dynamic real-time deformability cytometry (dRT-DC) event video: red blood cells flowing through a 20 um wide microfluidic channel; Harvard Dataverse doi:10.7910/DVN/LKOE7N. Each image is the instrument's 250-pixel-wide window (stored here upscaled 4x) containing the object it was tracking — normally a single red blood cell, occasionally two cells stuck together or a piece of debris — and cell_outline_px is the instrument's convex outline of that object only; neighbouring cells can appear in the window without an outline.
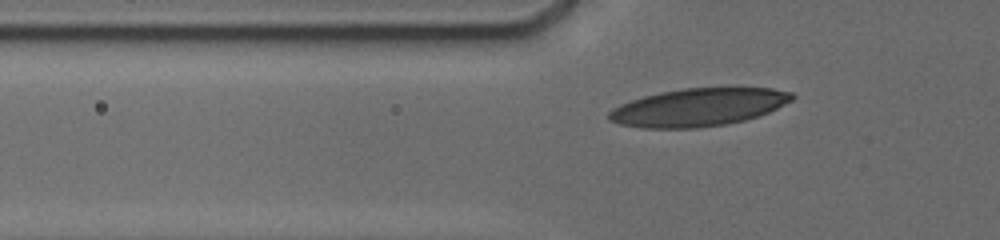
{"species": "human", "species_latin": "Homo sapiens", "temperature_condition": "cold", "stored_images_in_passage": 45, "camera_frame_rate_fps": 3000, "um_per_image_px": 0.085, "donor": {"sex": "male"}, "frame": {"image": 1, "passage_image": 12, "time_ms": 3.667, "image_size_px": [1000, 240], "cell_outline_px": [[796, 96], [792, 100], [768, 112], [744, 120], [728, 124], [696, 128], [640, 128], [620, 124], [608, 120], [608, 112], [612, 108], [620, 104], [644, 96], [660, 92], [684, 88], [772, 88], [792, 92]], "centroid_in_image_um": [59.34, 9.12], "position_along_channel_um": 66.5, "area_um2": 40.34}}
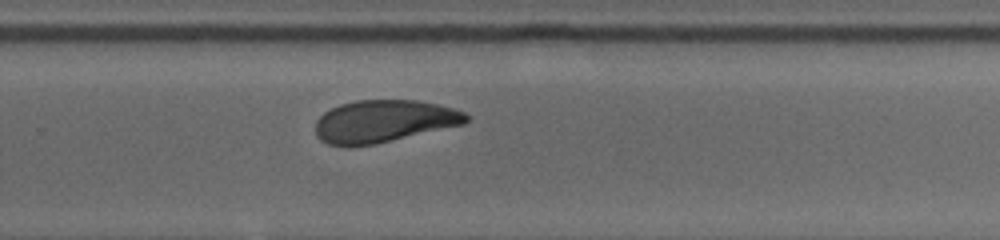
{"frame": {"image": 2, "passage_image": 31, "time_ms": 10.0, "image_size_px": [1000, 240], "cell_outline_px": [[468, 120], [464, 124], [376, 144], [328, 144], [320, 140], [316, 136], [316, 120], [324, 112], [340, 104], [356, 100], [416, 100], [436, 104], [452, 108], [464, 112], [468, 116]], "centroid_in_image_um": [32.63, 10.29], "position_along_channel_um": 297.2, "area_um2": 36.7}}
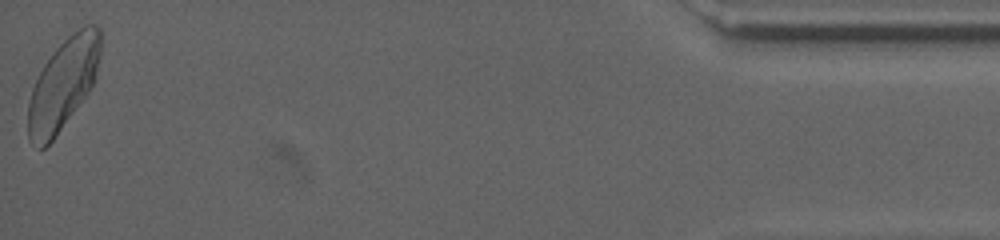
{"frame": {"image": 3, "passage_image": 45, "time_ms": 15.667, "image_size_px": [1000, 240], "cell_outline_px": [[104, 32], [100, 56], [96, 76], [92, 88], [52, 140], [44, 148], [40, 148], [28, 140], [28, 100], [32, 88], [44, 64], [52, 52], [68, 36], [84, 24], [96, 24]], "centroid_in_image_um": [5.41, 7.09], "position_along_channel_um": 429.8, "area_um2": 38.67}, "authors_computed_cell_mechanics": {"area_um2": 38.0902, "velocity_mm_per_s": 3.7362, "shape_relaxation_time_tau1_ms": 4.49, "shape_relaxation_time_tau2_ms": 1.719, "deformation_change_tau1": 0.1389, "deformation_change_tau2": 0.0704}}